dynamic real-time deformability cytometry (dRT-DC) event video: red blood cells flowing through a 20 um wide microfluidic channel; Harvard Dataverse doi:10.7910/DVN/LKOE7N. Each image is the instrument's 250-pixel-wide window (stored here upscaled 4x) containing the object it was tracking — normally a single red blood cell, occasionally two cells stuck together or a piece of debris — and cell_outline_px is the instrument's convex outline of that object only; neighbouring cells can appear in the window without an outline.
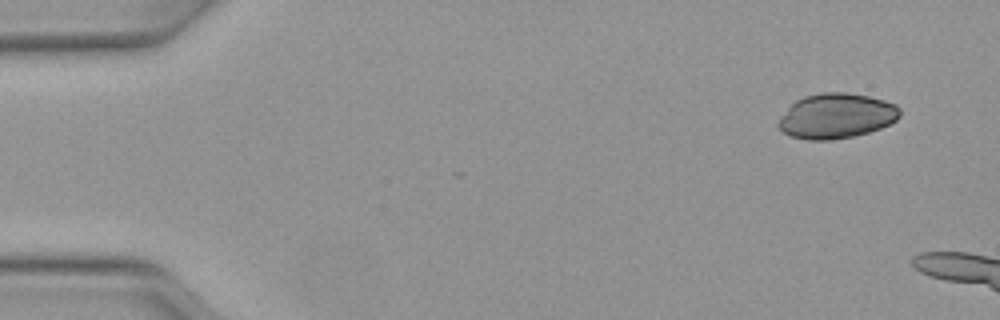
{"species": "Egyptian fruit bat (a non-hibernating species)", "species_latin": "Rousettus aegyptiacus", "temperature_condition": "warm", "stored_images_in_passage": 7, "camera_frame_rate_fps": 3000, "um_per_image_px": 0.085, "animal": {"sex": "female"}, "frame": {"image": 1, "passage_image": 1, "time_ms": 0.0, "image_size_px": [1000, 320], "cell_outline_px": [[900, 116], [896, 120], [880, 128], [868, 132], [852, 136], [828, 140], [808, 140], [788, 136], [776, 124], [780, 116], [796, 100], [804, 96], [824, 92], [848, 92], [868, 96], [884, 100], [896, 104], [900, 108]], "centroid_in_image_um": [71.08, 9.85], "position_along_channel_um": 13.9, "area_um2": 31.91}}